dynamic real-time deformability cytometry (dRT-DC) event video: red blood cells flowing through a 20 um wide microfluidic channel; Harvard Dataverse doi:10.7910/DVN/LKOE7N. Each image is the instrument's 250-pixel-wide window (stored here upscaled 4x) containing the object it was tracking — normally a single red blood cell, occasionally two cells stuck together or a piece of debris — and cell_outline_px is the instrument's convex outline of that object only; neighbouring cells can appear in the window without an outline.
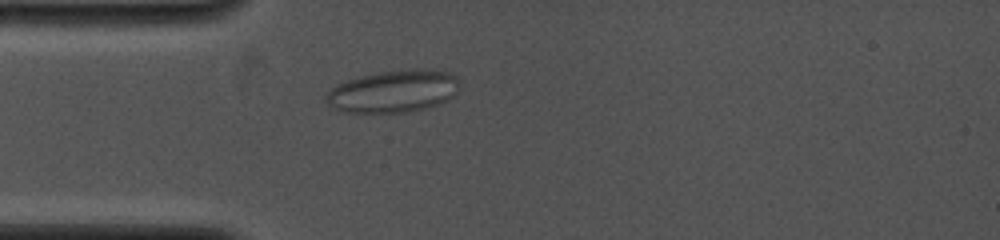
{"species": "common noctule bat (a hibernating species)", "species_latin": "Nyctalus noctula", "temperature_condition": "cold", "stored_images_in_passage": 58, "camera_frame_rate_fps": 4000, "um_per_image_px": 0.085, "animal": {"sex": "female", "body_mass_g": 19.0, "forearm_length_mm": 53.3}, "frame": {"image": 1, "passage_image": 17, "time_ms": 3.25, "image_size_px": [1000, 240], "cell_outline_px": [[460, 80], [456, 92], [448, 100], [440, 104], [428, 108], [404, 112], [344, 112], [332, 108], [328, 104], [324, 96], [336, 84], [360, 76], [384, 72], [412, 68], [448, 72], [456, 76]], "centroid_in_image_um": [33.44, 7.77], "position_along_channel_um": 51.6, "area_um2": 32.83}}
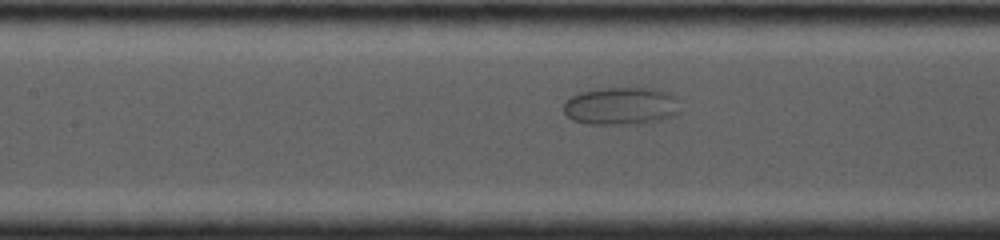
{"frame": {"image": 2, "passage_image": 29, "time_ms": 6.0, "image_size_px": [1000, 240], "cell_outline_px": [[680, 112], [676, 116], [660, 120], [636, 124], [588, 124], [572, 120], [564, 112], [564, 104], [572, 96], [580, 92], [604, 88], [656, 88], [672, 92], [676, 96]], "centroid_in_image_um": [52.86, 9.01], "position_along_channel_um": 154.5, "area_um2": 25.89}}
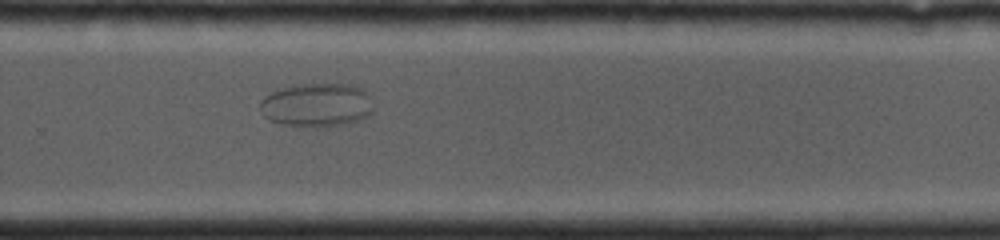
{"frame": {"image": 3, "passage_image": 41, "time_ms": 9.75, "image_size_px": [1000, 240], "cell_outline_px": [[372, 112], [368, 116], [356, 120], [340, 124], [316, 128], [280, 124], [268, 120], [264, 116], [260, 108], [260, 100], [264, 96], [272, 92], [296, 84], [352, 84], [364, 88], [368, 92], [372, 108]], "centroid_in_image_um": [26.91, 8.92], "position_along_channel_um": 302.9, "area_um2": 29.02}}